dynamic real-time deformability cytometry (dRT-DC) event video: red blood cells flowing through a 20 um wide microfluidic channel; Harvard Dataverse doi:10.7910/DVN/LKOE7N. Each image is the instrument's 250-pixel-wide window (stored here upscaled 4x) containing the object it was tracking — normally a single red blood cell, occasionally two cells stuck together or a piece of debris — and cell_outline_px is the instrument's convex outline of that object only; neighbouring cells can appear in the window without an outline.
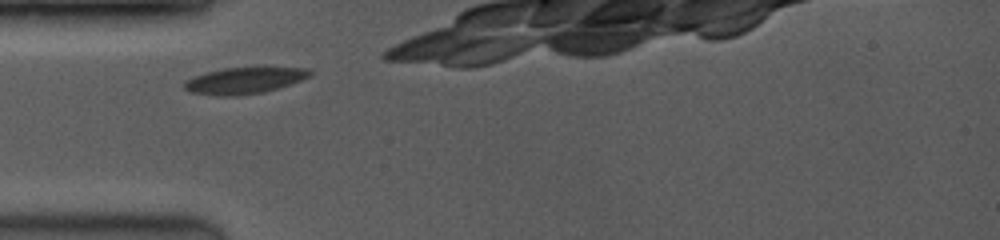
{"species": "common noctule bat (a hibernating species)", "species_latin": "Nyctalus noctula", "temperature_condition": "room temperature", "stored_images_in_passage": 4, "camera_frame_rate_fps": 3500, "um_per_image_px": 0.085, "animal": {"sex": "female", "body_mass_g": 19.0, "forearm_length_mm": 53.3}, "frame": {"image": 1, "passage_image": 1, "time_ms": 0.0, "image_size_px": [1000, 240], "cell_outline_px": [[312, 76], [264, 92], [236, 96], [216, 96], [192, 92], [184, 88], [184, 84], [188, 80], [196, 76], [208, 72], [224, 68], [264, 64], [308, 68], [312, 72]], "centroid_in_image_um": [20.88, 6.78], "position_along_channel_um": 64.1, "area_um2": 20.06}}